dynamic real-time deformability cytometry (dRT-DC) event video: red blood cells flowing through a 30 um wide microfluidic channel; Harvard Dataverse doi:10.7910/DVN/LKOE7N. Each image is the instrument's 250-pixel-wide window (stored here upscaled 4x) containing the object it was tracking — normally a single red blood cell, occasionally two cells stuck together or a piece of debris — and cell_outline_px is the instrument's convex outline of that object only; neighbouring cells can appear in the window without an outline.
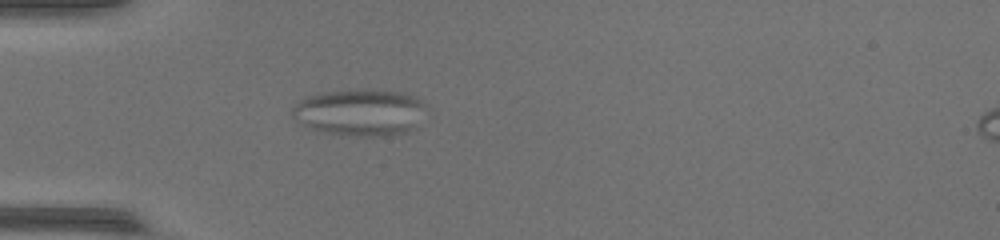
{"species": "common noctule bat (a hibernating species)", "species_latin": "Nyctalus noctula", "temperature_condition": "warm", "stored_images_in_passage": 39, "camera_frame_rate_fps": 3000, "um_per_image_px": 0.085, "animal": {"sex": "female", "body_mass_g": 17.0, "forearm_length_mm": 48.0}, "frame": {"image": 1, "passage_image": 1, "time_ms": 0.0, "image_size_px": [1000, 240], "cell_outline_px": [[420, 104], [408, 128], [404, 132], [384, 136], [364, 136], [324, 132], [312, 128], [304, 124], [292, 116], [292, 108], [300, 100], [308, 96], [320, 92], [348, 88], [364, 88], [400, 92], [416, 96], [420, 100]], "centroid_in_image_um": [30.42, 9.49], "position_along_channel_um": 54.6, "area_um2": 35.2}}
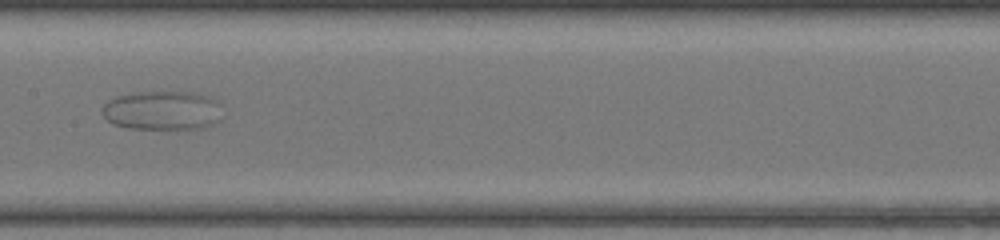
{"frame": {"image": 2, "passage_image": 13, "time_ms": 4.0, "image_size_px": [1000, 240], "cell_outline_px": [[220, 120], [204, 128], [128, 128], [112, 124], [104, 116], [104, 104], [108, 100], [116, 96], [132, 92], [200, 92], [212, 100]], "centroid_in_image_um": [13.71, 9.38], "position_along_channel_um": 193.7, "area_um2": 26.76}}
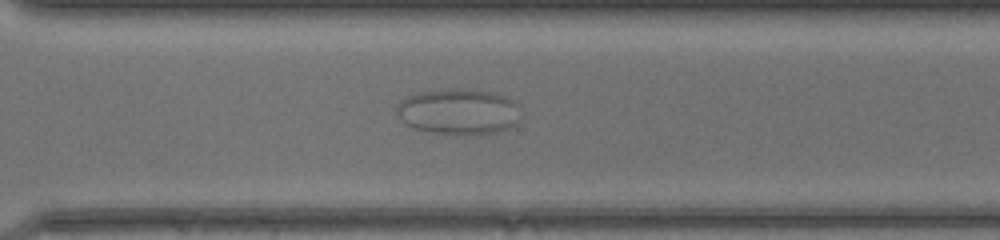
{"frame": {"image": 3, "passage_image": 24, "time_ms": 7.667, "image_size_px": [1000, 240], "cell_outline_px": [[524, 116], [516, 124], [508, 128], [496, 132], [468, 136], [452, 136], [432, 132], [416, 128], [408, 124], [396, 112], [396, 108], [400, 100], [408, 96], [420, 92], [452, 88], [460, 88], [492, 92], [504, 96], [512, 100], [516, 104]], "centroid_in_image_um": [39.04, 9.51], "position_along_channel_um": 331.6, "area_um2": 33.58}}